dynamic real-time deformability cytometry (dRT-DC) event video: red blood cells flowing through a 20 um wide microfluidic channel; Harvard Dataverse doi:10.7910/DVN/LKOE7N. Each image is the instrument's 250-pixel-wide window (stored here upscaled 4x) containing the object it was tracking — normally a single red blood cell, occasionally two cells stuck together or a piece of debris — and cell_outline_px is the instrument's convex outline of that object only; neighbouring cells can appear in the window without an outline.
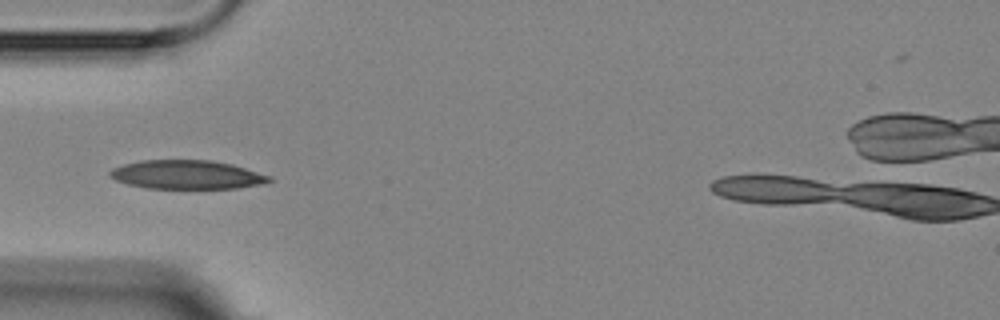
{"species": "Egyptian fruit bat (a non-hibernating species)", "species_latin": "Rousettus aegyptiacus", "temperature_condition": "room temperature", "stored_images_in_passage": 7, "camera_frame_rate_fps": 3000, "um_per_image_px": 0.085, "animal": {"sex": "female"}, "frame": {"image": 1, "passage_image": 5, "time_ms": 5.667, "image_size_px": [1000, 320], "cell_outline_px": [[272, 180], [264, 184], [236, 188], [148, 188], [128, 184], [116, 180], [108, 176], [108, 172], [112, 168], [124, 164], [140, 160], [212, 160], [232, 164], [272, 176]], "centroid_in_image_um": [15.89, 14.84], "position_along_channel_um": 69.1, "area_um2": 26.82}}
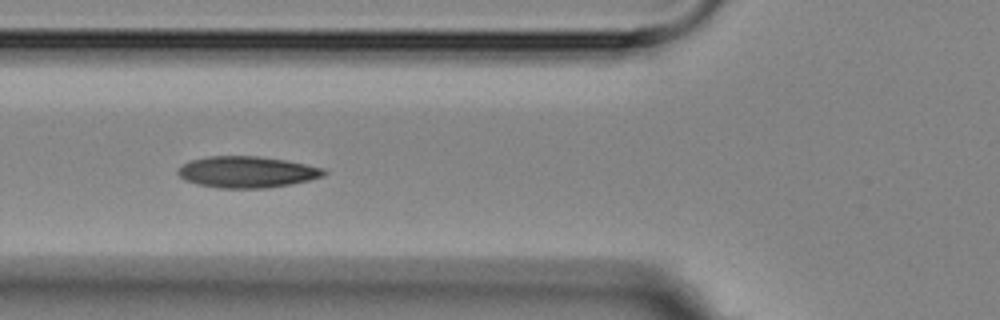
{"frame": {"image": 2, "passage_image": 6, "time_ms": 6.667, "image_size_px": [1000, 320], "cell_outline_px": [[328, 172], [324, 176], [308, 180], [268, 188], [220, 188], [196, 184], [184, 180], [176, 172], [184, 164], [192, 160], [208, 156], [260, 156], [288, 160], [324, 168]], "centroid_in_image_um": [21.01, 14.61], "position_along_channel_um": 104.8, "area_um2": 26.7}}
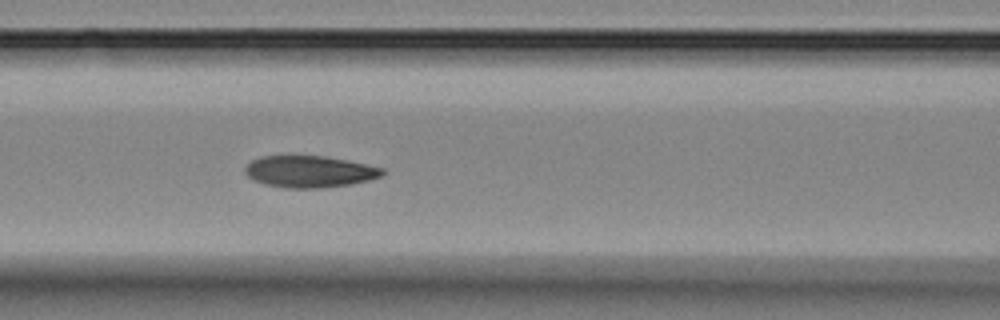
{"frame": {"image": 3, "passage_image": 7, "time_ms": 7.667, "image_size_px": [1000, 320], "cell_outline_px": [[388, 172], [380, 176], [368, 180], [348, 184], [320, 188], [284, 188], [264, 184], [252, 180], [244, 172], [244, 168], [252, 160], [260, 156], [324, 156], [348, 160], [384, 168]], "centroid_in_image_um": [26.29, 14.58], "position_along_channel_um": 140.3, "area_um2": 25.43}}